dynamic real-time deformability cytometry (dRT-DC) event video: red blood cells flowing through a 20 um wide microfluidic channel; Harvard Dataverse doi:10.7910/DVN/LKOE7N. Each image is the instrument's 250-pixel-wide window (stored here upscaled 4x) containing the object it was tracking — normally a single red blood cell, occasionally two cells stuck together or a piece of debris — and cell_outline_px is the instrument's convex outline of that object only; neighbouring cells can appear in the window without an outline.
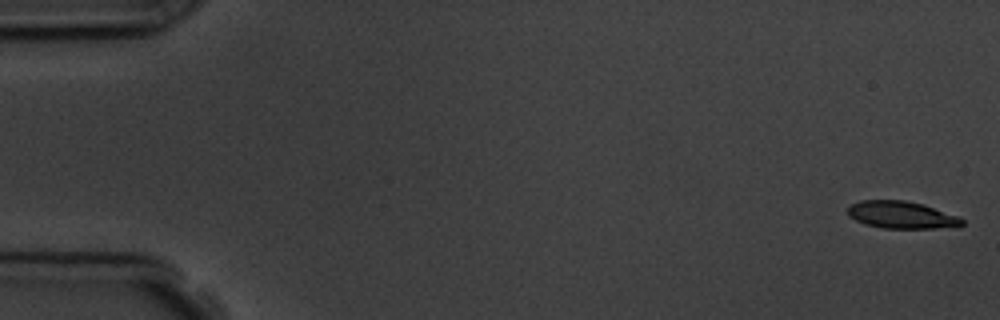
{"species": "common noctule bat (a hibernating species)", "species_latin": "Nyctalus noctula", "temperature_condition": "room temperature", "stored_images_in_passage": 6, "camera_frame_rate_fps": 3000, "um_per_image_px": 0.085, "animal": {"sex": "male", "body_mass_g": 19.5, "forearm_length_mm": 54.6}, "frame": {"image": 1, "passage_image": 1, "time_ms": 0.0, "image_size_px": [1000, 320], "cell_outline_px": [[964, 224], [960, 228], [880, 228], [864, 224], [848, 216], [848, 208], [852, 204], [860, 200], [904, 200], [924, 204], [960, 216], [964, 220]], "centroid_in_image_um": [76.7, 18.28], "position_along_channel_um": 8.3, "area_um2": 18.55}}
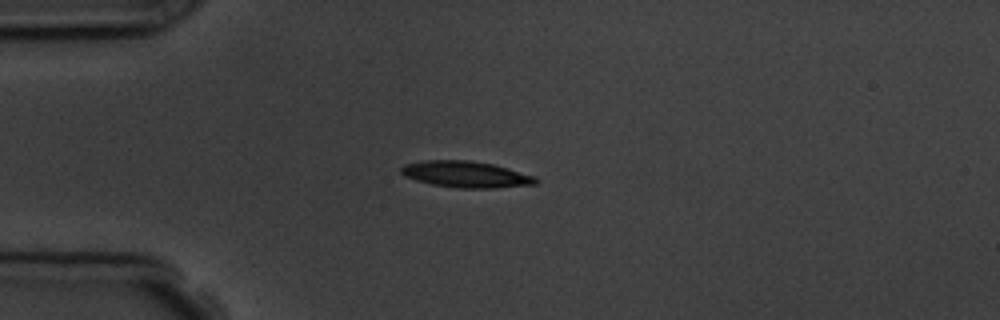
{"frame": {"image": 2, "passage_image": 5, "time_ms": 4.333, "image_size_px": [1000, 320], "cell_outline_px": [[540, 180], [536, 184], [496, 188], [460, 188], [432, 184], [416, 180], [404, 176], [400, 172], [400, 168], [404, 164], [424, 160], [468, 160], [492, 164], [508, 168], [536, 176]], "centroid_in_image_um": [39.62, 14.82], "position_along_channel_um": 45.4, "area_um2": 20.75}}
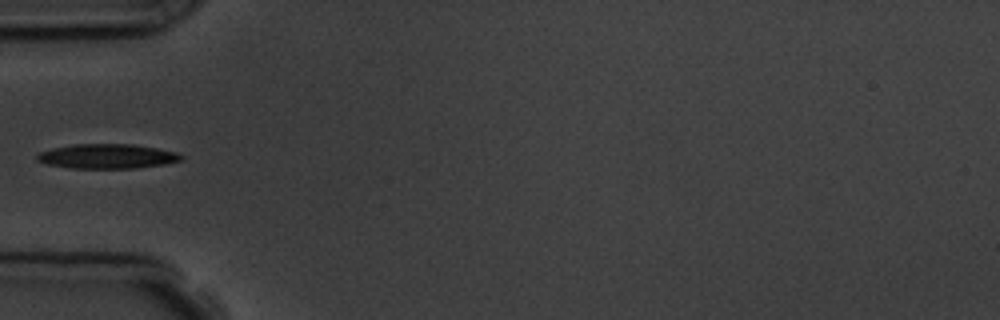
{"frame": {"image": 3, "passage_image": 6, "time_ms": 5.667, "image_size_px": [1000, 320], "cell_outline_px": [[184, 160], [164, 164], [136, 168], [72, 168], [48, 164], [36, 160], [36, 156], [40, 152], [52, 148], [72, 144], [132, 144], [156, 148], [176, 152], [184, 156]], "centroid_in_image_um": [9.13, 13.28], "position_along_channel_um": 75.9, "area_um2": 20.63}}